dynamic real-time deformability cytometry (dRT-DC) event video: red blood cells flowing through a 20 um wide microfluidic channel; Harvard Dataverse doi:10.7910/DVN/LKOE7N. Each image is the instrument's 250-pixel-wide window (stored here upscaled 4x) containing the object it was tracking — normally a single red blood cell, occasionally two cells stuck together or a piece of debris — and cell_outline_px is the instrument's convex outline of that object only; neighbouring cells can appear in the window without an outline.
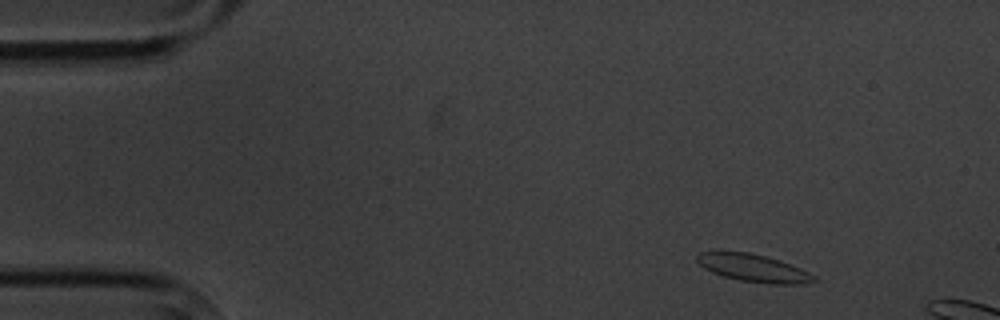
{"species": "common noctule bat (a hibernating species)", "species_latin": "Nyctalus noctula", "temperature_condition": "cold", "stored_images_in_passage": 3, "camera_frame_rate_fps": 3000, "um_per_image_px": 0.085, "animal": {"sex": "male", "body_mass_g": 20.1, "forearm_length_mm": 53.5}, "frame": {"image": 1, "passage_image": 1, "time_ms": 0.0, "image_size_px": [1000, 320], "cell_outline_px": [[816, 280], [804, 284], [772, 284], [740, 280], [724, 276], [712, 272], [704, 268], [696, 260], [696, 256], [700, 252], [720, 248], [748, 252], [764, 256], [800, 268], [816, 276]], "centroid_in_image_um": [63.94, 22.74], "position_along_channel_um": 21.1, "area_um2": 19.07}}